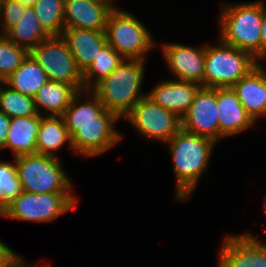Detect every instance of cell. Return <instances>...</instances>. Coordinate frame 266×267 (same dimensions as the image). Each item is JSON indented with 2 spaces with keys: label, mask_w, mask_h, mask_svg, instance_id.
<instances>
[{
  "label": "cell",
  "mask_w": 266,
  "mask_h": 267,
  "mask_svg": "<svg viewBox=\"0 0 266 267\" xmlns=\"http://www.w3.org/2000/svg\"><path fill=\"white\" fill-rule=\"evenodd\" d=\"M176 178L175 200L186 201L209 166L215 142L180 129L167 143Z\"/></svg>",
  "instance_id": "1"
},
{
  "label": "cell",
  "mask_w": 266,
  "mask_h": 267,
  "mask_svg": "<svg viewBox=\"0 0 266 267\" xmlns=\"http://www.w3.org/2000/svg\"><path fill=\"white\" fill-rule=\"evenodd\" d=\"M264 1L234 3L221 6L218 39L242 51L248 52L261 62V34Z\"/></svg>",
  "instance_id": "2"
},
{
  "label": "cell",
  "mask_w": 266,
  "mask_h": 267,
  "mask_svg": "<svg viewBox=\"0 0 266 267\" xmlns=\"http://www.w3.org/2000/svg\"><path fill=\"white\" fill-rule=\"evenodd\" d=\"M144 60L124 59L91 91L100 99L105 110L123 119L147 93L141 91L145 74ZM141 91V92H140Z\"/></svg>",
  "instance_id": "3"
},
{
  "label": "cell",
  "mask_w": 266,
  "mask_h": 267,
  "mask_svg": "<svg viewBox=\"0 0 266 267\" xmlns=\"http://www.w3.org/2000/svg\"><path fill=\"white\" fill-rule=\"evenodd\" d=\"M217 45H205L203 87H232L260 62L248 52L242 51L218 39Z\"/></svg>",
  "instance_id": "4"
},
{
  "label": "cell",
  "mask_w": 266,
  "mask_h": 267,
  "mask_svg": "<svg viewBox=\"0 0 266 267\" xmlns=\"http://www.w3.org/2000/svg\"><path fill=\"white\" fill-rule=\"evenodd\" d=\"M22 190L31 193L72 192L71 181L59 158L43 154L15 157Z\"/></svg>",
  "instance_id": "5"
},
{
  "label": "cell",
  "mask_w": 266,
  "mask_h": 267,
  "mask_svg": "<svg viewBox=\"0 0 266 267\" xmlns=\"http://www.w3.org/2000/svg\"><path fill=\"white\" fill-rule=\"evenodd\" d=\"M107 44L113 47L124 59L144 60L153 47V36L141 21L131 12L115 7L106 23Z\"/></svg>",
  "instance_id": "6"
},
{
  "label": "cell",
  "mask_w": 266,
  "mask_h": 267,
  "mask_svg": "<svg viewBox=\"0 0 266 267\" xmlns=\"http://www.w3.org/2000/svg\"><path fill=\"white\" fill-rule=\"evenodd\" d=\"M78 199L72 192H22L0 213L1 217L26 222H50L74 211Z\"/></svg>",
  "instance_id": "7"
},
{
  "label": "cell",
  "mask_w": 266,
  "mask_h": 267,
  "mask_svg": "<svg viewBox=\"0 0 266 267\" xmlns=\"http://www.w3.org/2000/svg\"><path fill=\"white\" fill-rule=\"evenodd\" d=\"M45 71L47 79L85 90L83 74L61 36H50L29 52Z\"/></svg>",
  "instance_id": "8"
},
{
  "label": "cell",
  "mask_w": 266,
  "mask_h": 267,
  "mask_svg": "<svg viewBox=\"0 0 266 267\" xmlns=\"http://www.w3.org/2000/svg\"><path fill=\"white\" fill-rule=\"evenodd\" d=\"M124 119L142 137L164 144L182 128V120L177 115L154 103L148 96L137 102Z\"/></svg>",
  "instance_id": "9"
},
{
  "label": "cell",
  "mask_w": 266,
  "mask_h": 267,
  "mask_svg": "<svg viewBox=\"0 0 266 267\" xmlns=\"http://www.w3.org/2000/svg\"><path fill=\"white\" fill-rule=\"evenodd\" d=\"M119 120L113 112L105 110L98 122L81 124L71 135L73 152L86 158L99 156L121 142L122 133L115 128Z\"/></svg>",
  "instance_id": "10"
},
{
  "label": "cell",
  "mask_w": 266,
  "mask_h": 267,
  "mask_svg": "<svg viewBox=\"0 0 266 267\" xmlns=\"http://www.w3.org/2000/svg\"><path fill=\"white\" fill-rule=\"evenodd\" d=\"M247 232L224 237L217 267H266V243Z\"/></svg>",
  "instance_id": "11"
},
{
  "label": "cell",
  "mask_w": 266,
  "mask_h": 267,
  "mask_svg": "<svg viewBox=\"0 0 266 267\" xmlns=\"http://www.w3.org/2000/svg\"><path fill=\"white\" fill-rule=\"evenodd\" d=\"M181 120L182 129L185 131L218 143L217 88L201 87Z\"/></svg>",
  "instance_id": "12"
},
{
  "label": "cell",
  "mask_w": 266,
  "mask_h": 267,
  "mask_svg": "<svg viewBox=\"0 0 266 267\" xmlns=\"http://www.w3.org/2000/svg\"><path fill=\"white\" fill-rule=\"evenodd\" d=\"M161 50L175 79L195 82L203 87L205 44L195 47L169 42L162 44Z\"/></svg>",
  "instance_id": "13"
},
{
  "label": "cell",
  "mask_w": 266,
  "mask_h": 267,
  "mask_svg": "<svg viewBox=\"0 0 266 267\" xmlns=\"http://www.w3.org/2000/svg\"><path fill=\"white\" fill-rule=\"evenodd\" d=\"M113 9L104 0H64L65 28L105 31Z\"/></svg>",
  "instance_id": "14"
},
{
  "label": "cell",
  "mask_w": 266,
  "mask_h": 267,
  "mask_svg": "<svg viewBox=\"0 0 266 267\" xmlns=\"http://www.w3.org/2000/svg\"><path fill=\"white\" fill-rule=\"evenodd\" d=\"M201 87L195 82L166 79L155 84L154 88L147 92V96L182 119Z\"/></svg>",
  "instance_id": "15"
},
{
  "label": "cell",
  "mask_w": 266,
  "mask_h": 267,
  "mask_svg": "<svg viewBox=\"0 0 266 267\" xmlns=\"http://www.w3.org/2000/svg\"><path fill=\"white\" fill-rule=\"evenodd\" d=\"M219 140L256 126L232 87L217 88Z\"/></svg>",
  "instance_id": "16"
},
{
  "label": "cell",
  "mask_w": 266,
  "mask_h": 267,
  "mask_svg": "<svg viewBox=\"0 0 266 267\" xmlns=\"http://www.w3.org/2000/svg\"><path fill=\"white\" fill-rule=\"evenodd\" d=\"M232 89L255 122L266 115V69L261 62Z\"/></svg>",
  "instance_id": "17"
},
{
  "label": "cell",
  "mask_w": 266,
  "mask_h": 267,
  "mask_svg": "<svg viewBox=\"0 0 266 267\" xmlns=\"http://www.w3.org/2000/svg\"><path fill=\"white\" fill-rule=\"evenodd\" d=\"M61 37L66 42L82 74L107 44L105 31L64 28Z\"/></svg>",
  "instance_id": "18"
},
{
  "label": "cell",
  "mask_w": 266,
  "mask_h": 267,
  "mask_svg": "<svg viewBox=\"0 0 266 267\" xmlns=\"http://www.w3.org/2000/svg\"><path fill=\"white\" fill-rule=\"evenodd\" d=\"M104 111V105L91 90L79 91L62 115L68 134L71 136L81 124L98 122Z\"/></svg>",
  "instance_id": "19"
},
{
  "label": "cell",
  "mask_w": 266,
  "mask_h": 267,
  "mask_svg": "<svg viewBox=\"0 0 266 267\" xmlns=\"http://www.w3.org/2000/svg\"><path fill=\"white\" fill-rule=\"evenodd\" d=\"M41 115L11 118L4 149H11L14 157L35 154Z\"/></svg>",
  "instance_id": "20"
},
{
  "label": "cell",
  "mask_w": 266,
  "mask_h": 267,
  "mask_svg": "<svg viewBox=\"0 0 266 267\" xmlns=\"http://www.w3.org/2000/svg\"><path fill=\"white\" fill-rule=\"evenodd\" d=\"M79 91L72 85L47 80L34 97L38 114L43 116H62Z\"/></svg>",
  "instance_id": "21"
},
{
  "label": "cell",
  "mask_w": 266,
  "mask_h": 267,
  "mask_svg": "<svg viewBox=\"0 0 266 267\" xmlns=\"http://www.w3.org/2000/svg\"><path fill=\"white\" fill-rule=\"evenodd\" d=\"M66 143L73 152L71 136L68 134L63 117L41 115L36 139V153L59 158L56 151Z\"/></svg>",
  "instance_id": "22"
},
{
  "label": "cell",
  "mask_w": 266,
  "mask_h": 267,
  "mask_svg": "<svg viewBox=\"0 0 266 267\" xmlns=\"http://www.w3.org/2000/svg\"><path fill=\"white\" fill-rule=\"evenodd\" d=\"M47 80L45 71L29 53L20 66L4 80V83L17 92L34 98Z\"/></svg>",
  "instance_id": "23"
},
{
  "label": "cell",
  "mask_w": 266,
  "mask_h": 267,
  "mask_svg": "<svg viewBox=\"0 0 266 267\" xmlns=\"http://www.w3.org/2000/svg\"><path fill=\"white\" fill-rule=\"evenodd\" d=\"M5 36L17 46L29 52L50 35L44 30L36 17L33 7H27L19 22Z\"/></svg>",
  "instance_id": "24"
},
{
  "label": "cell",
  "mask_w": 266,
  "mask_h": 267,
  "mask_svg": "<svg viewBox=\"0 0 266 267\" xmlns=\"http://www.w3.org/2000/svg\"><path fill=\"white\" fill-rule=\"evenodd\" d=\"M124 58L110 45L106 44L94 61L83 73V86L91 90L98 82L113 72Z\"/></svg>",
  "instance_id": "25"
},
{
  "label": "cell",
  "mask_w": 266,
  "mask_h": 267,
  "mask_svg": "<svg viewBox=\"0 0 266 267\" xmlns=\"http://www.w3.org/2000/svg\"><path fill=\"white\" fill-rule=\"evenodd\" d=\"M36 17L50 36H61L64 25V0H37L32 6Z\"/></svg>",
  "instance_id": "26"
},
{
  "label": "cell",
  "mask_w": 266,
  "mask_h": 267,
  "mask_svg": "<svg viewBox=\"0 0 266 267\" xmlns=\"http://www.w3.org/2000/svg\"><path fill=\"white\" fill-rule=\"evenodd\" d=\"M0 111L10 118L37 115L33 97L23 95L3 83L0 90Z\"/></svg>",
  "instance_id": "27"
},
{
  "label": "cell",
  "mask_w": 266,
  "mask_h": 267,
  "mask_svg": "<svg viewBox=\"0 0 266 267\" xmlns=\"http://www.w3.org/2000/svg\"><path fill=\"white\" fill-rule=\"evenodd\" d=\"M13 162L0 161V213L22 192Z\"/></svg>",
  "instance_id": "28"
},
{
  "label": "cell",
  "mask_w": 266,
  "mask_h": 267,
  "mask_svg": "<svg viewBox=\"0 0 266 267\" xmlns=\"http://www.w3.org/2000/svg\"><path fill=\"white\" fill-rule=\"evenodd\" d=\"M29 55V51L17 46L0 33V80L8 78Z\"/></svg>",
  "instance_id": "29"
},
{
  "label": "cell",
  "mask_w": 266,
  "mask_h": 267,
  "mask_svg": "<svg viewBox=\"0 0 266 267\" xmlns=\"http://www.w3.org/2000/svg\"><path fill=\"white\" fill-rule=\"evenodd\" d=\"M28 6L23 5L19 0H1L0 20L1 32L5 35L22 18Z\"/></svg>",
  "instance_id": "30"
},
{
  "label": "cell",
  "mask_w": 266,
  "mask_h": 267,
  "mask_svg": "<svg viewBox=\"0 0 266 267\" xmlns=\"http://www.w3.org/2000/svg\"><path fill=\"white\" fill-rule=\"evenodd\" d=\"M24 260L22 256H19L12 248L0 240V267L20 266Z\"/></svg>",
  "instance_id": "31"
},
{
  "label": "cell",
  "mask_w": 266,
  "mask_h": 267,
  "mask_svg": "<svg viewBox=\"0 0 266 267\" xmlns=\"http://www.w3.org/2000/svg\"><path fill=\"white\" fill-rule=\"evenodd\" d=\"M11 118L0 111V150H4Z\"/></svg>",
  "instance_id": "32"
},
{
  "label": "cell",
  "mask_w": 266,
  "mask_h": 267,
  "mask_svg": "<svg viewBox=\"0 0 266 267\" xmlns=\"http://www.w3.org/2000/svg\"><path fill=\"white\" fill-rule=\"evenodd\" d=\"M261 34V61L264 62L266 60V8L263 12L262 24L260 28Z\"/></svg>",
  "instance_id": "33"
},
{
  "label": "cell",
  "mask_w": 266,
  "mask_h": 267,
  "mask_svg": "<svg viewBox=\"0 0 266 267\" xmlns=\"http://www.w3.org/2000/svg\"><path fill=\"white\" fill-rule=\"evenodd\" d=\"M27 260H24V262H22V264H20V266L19 267H36L37 265H38V263L36 262V264L34 263V264H27V262H26ZM51 265L50 264H47L46 263V265H44L43 264V266L41 265L40 267H50Z\"/></svg>",
  "instance_id": "34"
},
{
  "label": "cell",
  "mask_w": 266,
  "mask_h": 267,
  "mask_svg": "<svg viewBox=\"0 0 266 267\" xmlns=\"http://www.w3.org/2000/svg\"><path fill=\"white\" fill-rule=\"evenodd\" d=\"M23 5L32 7L37 0H19Z\"/></svg>",
  "instance_id": "35"
},
{
  "label": "cell",
  "mask_w": 266,
  "mask_h": 267,
  "mask_svg": "<svg viewBox=\"0 0 266 267\" xmlns=\"http://www.w3.org/2000/svg\"><path fill=\"white\" fill-rule=\"evenodd\" d=\"M104 1L108 2L113 8H115V6H117L114 4V0H104Z\"/></svg>",
  "instance_id": "36"
},
{
  "label": "cell",
  "mask_w": 266,
  "mask_h": 267,
  "mask_svg": "<svg viewBox=\"0 0 266 267\" xmlns=\"http://www.w3.org/2000/svg\"><path fill=\"white\" fill-rule=\"evenodd\" d=\"M264 202H263V206H264V213L266 215V196L264 197Z\"/></svg>",
  "instance_id": "37"
},
{
  "label": "cell",
  "mask_w": 266,
  "mask_h": 267,
  "mask_svg": "<svg viewBox=\"0 0 266 267\" xmlns=\"http://www.w3.org/2000/svg\"><path fill=\"white\" fill-rule=\"evenodd\" d=\"M3 83H4V81L0 80V90H1V87H2Z\"/></svg>",
  "instance_id": "38"
},
{
  "label": "cell",
  "mask_w": 266,
  "mask_h": 267,
  "mask_svg": "<svg viewBox=\"0 0 266 267\" xmlns=\"http://www.w3.org/2000/svg\"><path fill=\"white\" fill-rule=\"evenodd\" d=\"M2 267H19V266H2Z\"/></svg>",
  "instance_id": "39"
}]
</instances>
